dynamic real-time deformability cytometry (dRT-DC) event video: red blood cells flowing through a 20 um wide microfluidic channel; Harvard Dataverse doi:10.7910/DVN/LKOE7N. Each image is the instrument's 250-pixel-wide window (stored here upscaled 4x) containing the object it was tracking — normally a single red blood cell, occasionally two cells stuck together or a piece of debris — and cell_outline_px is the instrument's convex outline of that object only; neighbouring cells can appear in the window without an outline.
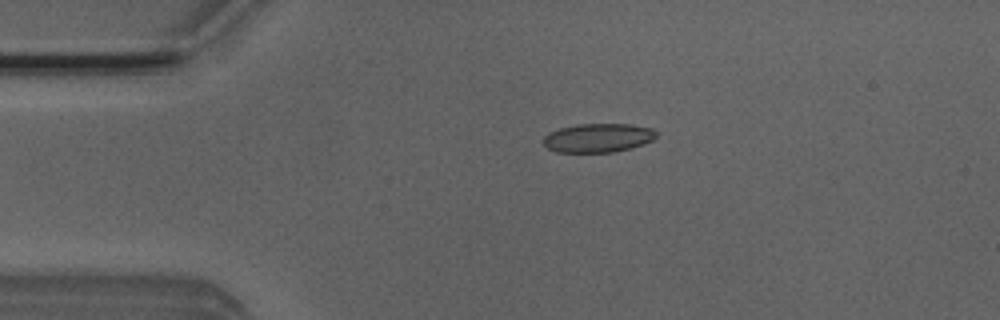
{"species": "Egyptian fruit bat (a non-hibernating species)", "species_latin": "Rousettus aegyptiacus", "temperature_condition": "room temperature", "stored_images_in_passage": 4, "camera_frame_rate_fps": 3000, "um_per_image_px": 0.085, "animal": {"sex": "male"}, "frame": {"image": 1, "passage_image": 3, "time_ms": 0.667, "image_size_px": [1000, 320], "cell_outline_px": [[656, 136], [652, 140], [644, 144], [632, 148], [612, 152], [556, 152], [548, 148], [544, 144], [544, 136], [548, 132], [560, 128], [580, 124], [632, 124], [652, 128], [656, 132]], "centroid_in_image_um": [50.84, 11.72], "position_along_channel_um": 34.2, "area_um2": 19.02}}